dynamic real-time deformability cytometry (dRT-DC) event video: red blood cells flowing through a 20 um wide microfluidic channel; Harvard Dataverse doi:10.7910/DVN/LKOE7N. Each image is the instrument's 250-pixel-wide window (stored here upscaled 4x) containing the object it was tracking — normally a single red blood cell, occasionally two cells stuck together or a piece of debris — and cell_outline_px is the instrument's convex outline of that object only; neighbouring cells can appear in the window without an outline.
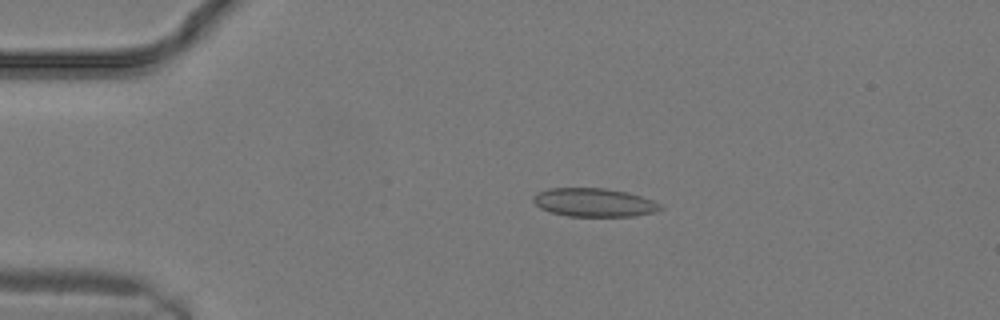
{"species": "common noctule bat (a hibernating species)", "species_latin": "Nyctalus noctula", "temperature_condition": "warm", "stored_images_in_passage": 10, "camera_frame_rate_fps": 3000, "um_per_image_px": 0.085, "animal": {"sex": "male", "body_mass_g": 19.2, "forearm_length_mm": 51.8}, "frame": {"image": 1, "passage_image": 6, "time_ms": 1.667, "image_size_px": [1000, 320], "cell_outline_px": [[664, 208], [656, 212], [632, 216], [568, 216], [552, 212], [540, 208], [532, 200], [532, 196], [536, 192], [548, 188], [608, 188], [628, 192], [652, 200], [660, 204]], "centroid_in_image_um": [50.49, 17.2], "position_along_channel_um": 34.5, "area_um2": 21.21}}
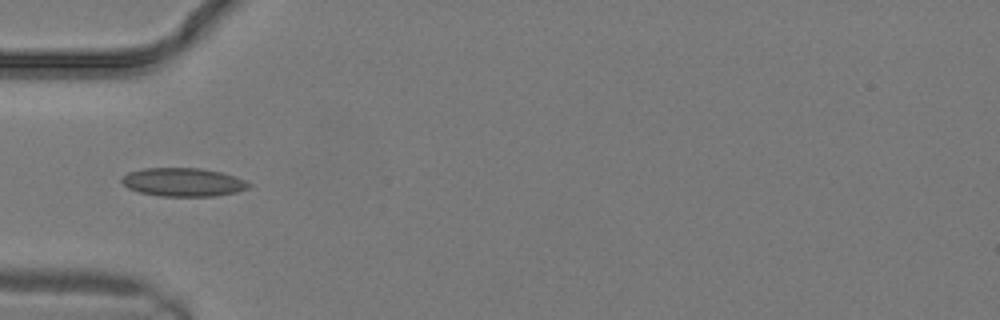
{"frame": {"image": 2, "passage_image": 9, "time_ms": 2.667, "image_size_px": [1000, 320], "cell_outline_px": [[252, 184], [248, 188], [236, 192], [212, 196], [160, 196], [140, 192], [128, 188], [120, 180], [128, 172], [144, 168], [200, 168], [220, 172], [236, 176]], "centroid_in_image_um": [15.57, 15.48], "position_along_channel_um": 69.4, "area_um2": 20.98}}